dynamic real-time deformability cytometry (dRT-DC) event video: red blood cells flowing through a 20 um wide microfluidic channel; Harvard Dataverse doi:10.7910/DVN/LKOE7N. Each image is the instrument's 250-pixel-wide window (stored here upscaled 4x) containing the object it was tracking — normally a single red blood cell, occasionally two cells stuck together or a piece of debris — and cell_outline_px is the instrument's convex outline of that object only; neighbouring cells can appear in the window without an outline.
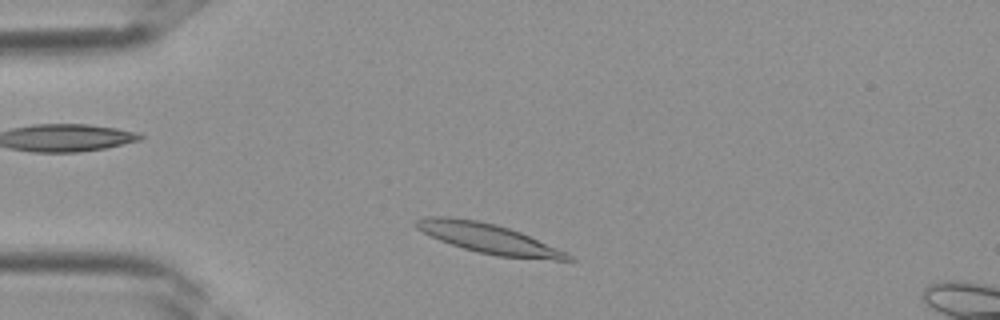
{"species": "Egyptian fruit bat (a non-hibernating species)", "species_latin": "Rousettus aegyptiacus", "temperature_condition": "room temperature", "stored_images_in_passage": 30, "camera_frame_rate_fps": 3000, "um_per_image_px": 0.085, "frame": {"image": 1, "passage_image": 2, "time_ms": 0.333, "image_size_px": [1000, 320], "cell_outline_px": [[576, 260], [556, 260], [496, 256], [476, 252], [440, 240], [416, 228], [412, 224], [416, 220], [428, 216], [448, 216], [476, 220], [496, 224], [520, 232], [568, 252]], "centroid_in_image_um": [41.54, 20.27], "position_along_channel_um": 43.5, "area_um2": 26.24}}
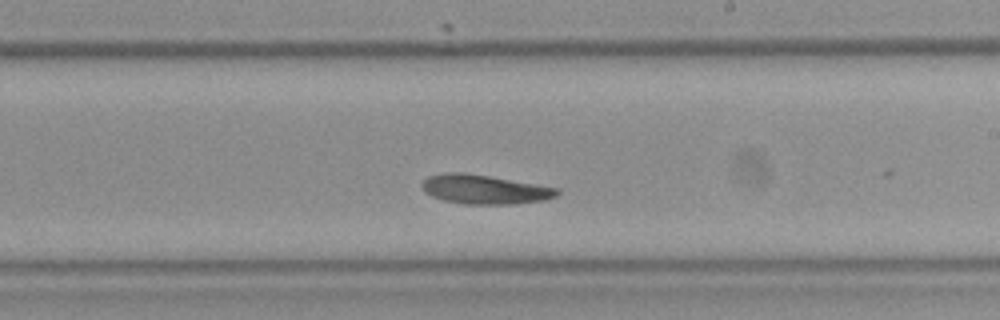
{"frame": {"image": 2, "passage_image": 15, "time_ms": 4.667, "image_size_px": [1000, 320], "cell_outline_px": [[560, 192], [556, 196], [544, 200], [512, 204], [464, 204], [444, 200], [432, 196], [424, 192], [420, 184], [428, 176], [444, 172], [464, 172], [560, 188]], "centroid_in_image_um": [41.16, 16.09], "position_along_channel_um": 247.8, "area_um2": 23.0}}
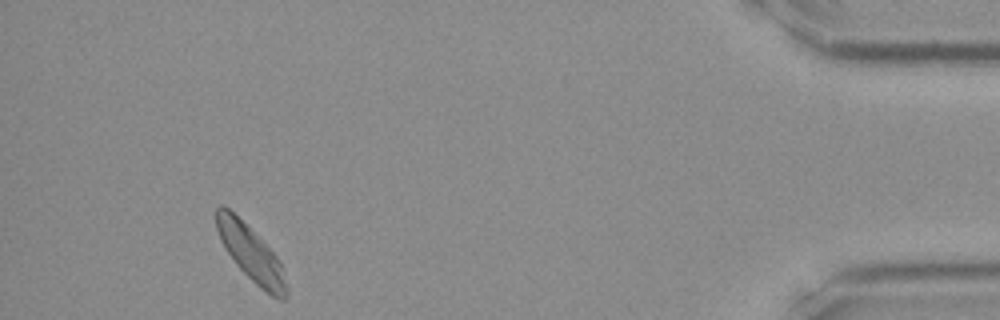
{"frame": {"image": 3, "passage_image": 28, "time_ms": 9.0, "image_size_px": [1000, 320], "cell_outline_px": [[288, 300], [280, 300], [272, 296], [260, 288], [236, 264], [224, 248], [220, 240], [216, 228], [216, 208], [220, 204], [224, 204], [276, 256], [280, 264], [288, 288]], "centroid_in_image_um": [21.32, 21.59], "position_along_channel_um": 413.9, "area_um2": 22.02}}